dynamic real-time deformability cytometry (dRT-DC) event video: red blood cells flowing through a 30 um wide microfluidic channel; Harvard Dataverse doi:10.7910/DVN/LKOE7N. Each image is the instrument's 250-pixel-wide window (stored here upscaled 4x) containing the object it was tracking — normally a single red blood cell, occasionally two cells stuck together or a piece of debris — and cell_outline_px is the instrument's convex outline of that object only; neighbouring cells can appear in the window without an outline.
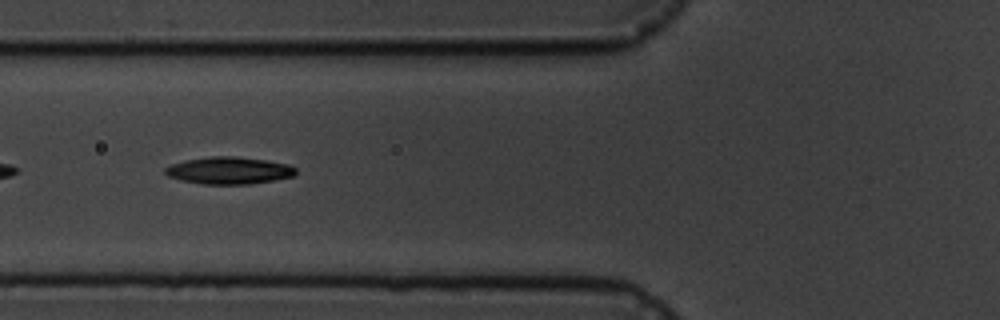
{"species": "common noctule bat (a hibernating species)", "species_latin": "Nyctalus noctula", "temperature_condition": "cold", "stored_images_in_passage": 6, "camera_frame_rate_fps": 3000, "um_per_image_px": 0.085, "animal": {"sex": "male", "body_mass_g": 19.5, "forearm_length_mm": 54.6}, "frame": {"image": 1, "passage_image": 2, "time_ms": 1.0, "image_size_px": [1000, 320], "cell_outline_px": [[296, 172], [292, 176], [272, 180], [248, 184], [204, 184], [180, 180], [168, 176], [164, 172], [164, 168], [172, 164], [184, 160], [212, 156], [236, 156], [268, 160], [288, 164], [296, 168]], "centroid_in_image_um": [19.44, 14.48], "position_along_channel_um": 106.4, "area_um2": 20.63}}
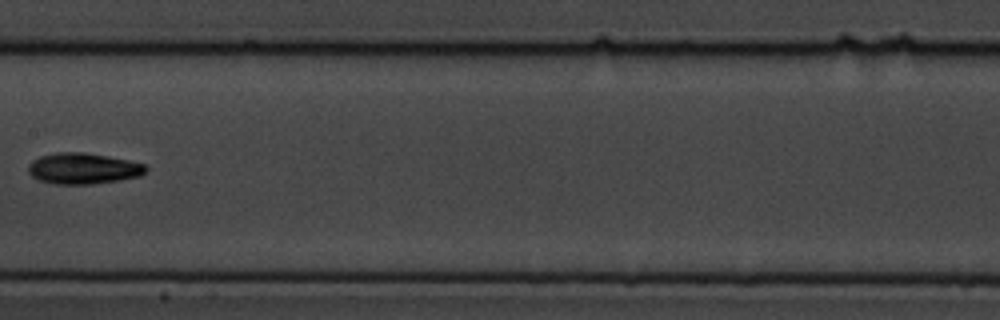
{"frame": {"image": 2, "passage_image": 4, "time_ms": 3.667, "image_size_px": [1000, 320], "cell_outline_px": [[148, 168], [140, 176], [120, 180], [92, 184], [52, 184], [40, 180], [32, 176], [28, 172], [28, 164], [32, 160], [40, 156], [56, 152], [84, 152], [108, 156], [128, 160], [144, 164]], "centroid_in_image_um": [7.05, 14.32], "position_along_channel_um": 200.4, "area_um2": 21.33}}
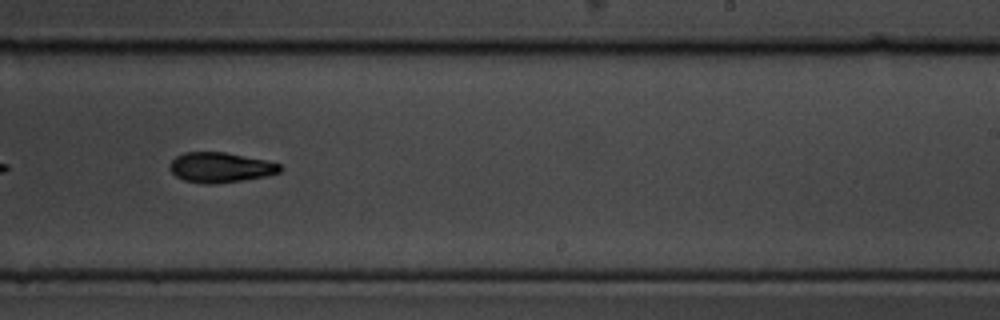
{"frame": {"image": 3, "passage_image": 6, "time_ms": 5.667, "image_size_px": [1000, 320], "cell_outline_px": [[284, 168], [280, 172], [264, 176], [244, 180], [212, 184], [204, 184], [184, 180], [176, 176], [168, 168], [168, 164], [176, 156], [184, 152], [224, 152], [264, 160], [280, 164]], "centroid_in_image_um": [18.7, 14.23], "position_along_channel_um": 270.3, "area_um2": 19.31}}